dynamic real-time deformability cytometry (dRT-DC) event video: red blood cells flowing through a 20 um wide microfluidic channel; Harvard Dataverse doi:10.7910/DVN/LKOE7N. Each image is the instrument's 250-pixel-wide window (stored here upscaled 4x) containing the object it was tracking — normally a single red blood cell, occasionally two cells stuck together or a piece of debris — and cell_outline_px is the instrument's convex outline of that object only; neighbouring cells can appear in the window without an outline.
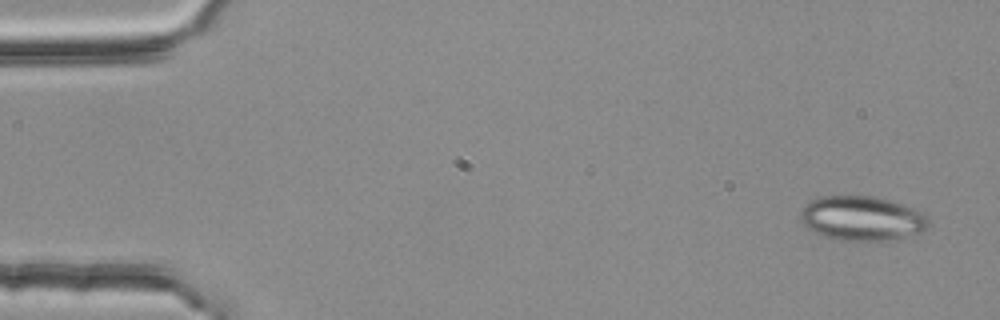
{"species": "common noctule bat (a hibernating species)", "species_latin": "Nyctalus noctula", "temperature_condition": "room temperature", "stored_images_in_passage": 3, "camera_frame_rate_fps": 3000, "um_per_image_px": 0.085, "animal": {"sex": "female", "body_mass_g": 25.1}, "frame": {"image": 1, "passage_image": 1, "time_ms": 0.0, "image_size_px": [1000, 320], "cell_outline_px": [[928, 228], [924, 232], [896, 240], [840, 240], [816, 232], [808, 228], [800, 220], [800, 212], [812, 200], [820, 196], [872, 196], [888, 200], [912, 208], [920, 212], [928, 220]], "centroid_in_image_um": [73.29, 18.57], "position_along_channel_um": 11.7, "area_um2": 32.83}}